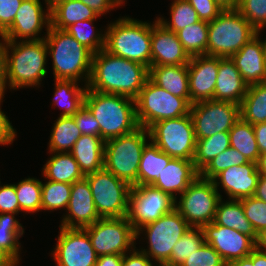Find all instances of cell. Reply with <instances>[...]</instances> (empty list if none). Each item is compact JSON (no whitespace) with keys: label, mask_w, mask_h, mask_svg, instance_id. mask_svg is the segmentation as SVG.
<instances>
[{"label":"cell","mask_w":266,"mask_h":266,"mask_svg":"<svg viewBox=\"0 0 266 266\" xmlns=\"http://www.w3.org/2000/svg\"><path fill=\"white\" fill-rule=\"evenodd\" d=\"M149 78V68L100 50L94 53L87 89L136 99Z\"/></svg>","instance_id":"1"},{"label":"cell","mask_w":266,"mask_h":266,"mask_svg":"<svg viewBox=\"0 0 266 266\" xmlns=\"http://www.w3.org/2000/svg\"><path fill=\"white\" fill-rule=\"evenodd\" d=\"M84 105L98 121L100 137L104 141L129 134L140 127L132 98L87 89Z\"/></svg>","instance_id":"2"},{"label":"cell","mask_w":266,"mask_h":266,"mask_svg":"<svg viewBox=\"0 0 266 266\" xmlns=\"http://www.w3.org/2000/svg\"><path fill=\"white\" fill-rule=\"evenodd\" d=\"M4 42L6 84L8 81V85L13 89L39 85L41 79L47 74L45 65L48 51L45 38L22 40L19 43ZM8 49L13 52L11 56Z\"/></svg>","instance_id":"3"},{"label":"cell","mask_w":266,"mask_h":266,"mask_svg":"<svg viewBox=\"0 0 266 266\" xmlns=\"http://www.w3.org/2000/svg\"><path fill=\"white\" fill-rule=\"evenodd\" d=\"M46 37L47 51L53 59L55 79L79 81L85 76L84 78L88 79L85 84L87 86L94 53L66 30L50 26L47 28Z\"/></svg>","instance_id":"4"},{"label":"cell","mask_w":266,"mask_h":266,"mask_svg":"<svg viewBox=\"0 0 266 266\" xmlns=\"http://www.w3.org/2000/svg\"><path fill=\"white\" fill-rule=\"evenodd\" d=\"M151 36L150 23L125 17L109 25L104 50L150 68Z\"/></svg>","instance_id":"5"},{"label":"cell","mask_w":266,"mask_h":266,"mask_svg":"<svg viewBox=\"0 0 266 266\" xmlns=\"http://www.w3.org/2000/svg\"><path fill=\"white\" fill-rule=\"evenodd\" d=\"M257 33L237 9H224L208 22L207 56L231 57Z\"/></svg>","instance_id":"6"},{"label":"cell","mask_w":266,"mask_h":266,"mask_svg":"<svg viewBox=\"0 0 266 266\" xmlns=\"http://www.w3.org/2000/svg\"><path fill=\"white\" fill-rule=\"evenodd\" d=\"M147 136L149 137L148 129L139 127L129 134L105 141L104 168L131 186H137Z\"/></svg>","instance_id":"7"},{"label":"cell","mask_w":266,"mask_h":266,"mask_svg":"<svg viewBox=\"0 0 266 266\" xmlns=\"http://www.w3.org/2000/svg\"><path fill=\"white\" fill-rule=\"evenodd\" d=\"M136 117L140 127L148 129L152 124L190 114V98L172 95L156 85L150 78L135 99Z\"/></svg>","instance_id":"8"},{"label":"cell","mask_w":266,"mask_h":266,"mask_svg":"<svg viewBox=\"0 0 266 266\" xmlns=\"http://www.w3.org/2000/svg\"><path fill=\"white\" fill-rule=\"evenodd\" d=\"M96 210L101 218H123L128 215L132 186L105 168L85 176Z\"/></svg>","instance_id":"9"},{"label":"cell","mask_w":266,"mask_h":266,"mask_svg":"<svg viewBox=\"0 0 266 266\" xmlns=\"http://www.w3.org/2000/svg\"><path fill=\"white\" fill-rule=\"evenodd\" d=\"M148 132L151 142L172 158L194 159L196 138L190 114L158 121Z\"/></svg>","instance_id":"10"},{"label":"cell","mask_w":266,"mask_h":266,"mask_svg":"<svg viewBox=\"0 0 266 266\" xmlns=\"http://www.w3.org/2000/svg\"><path fill=\"white\" fill-rule=\"evenodd\" d=\"M219 182L198 176L181 194L180 201H175V209L191 227L202 228L212 223L221 195L218 193Z\"/></svg>","instance_id":"11"},{"label":"cell","mask_w":266,"mask_h":266,"mask_svg":"<svg viewBox=\"0 0 266 266\" xmlns=\"http://www.w3.org/2000/svg\"><path fill=\"white\" fill-rule=\"evenodd\" d=\"M145 229L149 240V250L141 252L151 256L159 266H164L171 257V252L177 241L191 228L188 222L174 208L167 214L142 226L136 232V238L140 231Z\"/></svg>","instance_id":"12"},{"label":"cell","mask_w":266,"mask_h":266,"mask_svg":"<svg viewBox=\"0 0 266 266\" xmlns=\"http://www.w3.org/2000/svg\"><path fill=\"white\" fill-rule=\"evenodd\" d=\"M83 229L88 233L98 257L110 254L124 255L128 249L134 247V240L137 239L136 231L127 216L100 218Z\"/></svg>","instance_id":"13"},{"label":"cell","mask_w":266,"mask_h":266,"mask_svg":"<svg viewBox=\"0 0 266 266\" xmlns=\"http://www.w3.org/2000/svg\"><path fill=\"white\" fill-rule=\"evenodd\" d=\"M190 116L198 140L219 132H229L240 118V106L211 99L191 104Z\"/></svg>","instance_id":"14"},{"label":"cell","mask_w":266,"mask_h":266,"mask_svg":"<svg viewBox=\"0 0 266 266\" xmlns=\"http://www.w3.org/2000/svg\"><path fill=\"white\" fill-rule=\"evenodd\" d=\"M175 199L152 185L132 186L129 196L128 220L137 232L175 208Z\"/></svg>","instance_id":"15"},{"label":"cell","mask_w":266,"mask_h":266,"mask_svg":"<svg viewBox=\"0 0 266 266\" xmlns=\"http://www.w3.org/2000/svg\"><path fill=\"white\" fill-rule=\"evenodd\" d=\"M53 257L57 266H94L98 256L84 229L60 227Z\"/></svg>","instance_id":"16"},{"label":"cell","mask_w":266,"mask_h":266,"mask_svg":"<svg viewBox=\"0 0 266 266\" xmlns=\"http://www.w3.org/2000/svg\"><path fill=\"white\" fill-rule=\"evenodd\" d=\"M202 229L205 243L210 244L227 265L248 257L256 248V242L250 236L234 229L214 222L204 225Z\"/></svg>","instance_id":"17"},{"label":"cell","mask_w":266,"mask_h":266,"mask_svg":"<svg viewBox=\"0 0 266 266\" xmlns=\"http://www.w3.org/2000/svg\"><path fill=\"white\" fill-rule=\"evenodd\" d=\"M47 24V25H46ZM51 24L50 10L44 13L40 0H23L12 25L3 33V41H16L17 38L27 40L44 39L36 37L43 25ZM32 37V38H31Z\"/></svg>","instance_id":"18"},{"label":"cell","mask_w":266,"mask_h":266,"mask_svg":"<svg viewBox=\"0 0 266 266\" xmlns=\"http://www.w3.org/2000/svg\"><path fill=\"white\" fill-rule=\"evenodd\" d=\"M218 68L219 57L200 55L190 58L188 82L191 104L213 99Z\"/></svg>","instance_id":"19"},{"label":"cell","mask_w":266,"mask_h":266,"mask_svg":"<svg viewBox=\"0 0 266 266\" xmlns=\"http://www.w3.org/2000/svg\"><path fill=\"white\" fill-rule=\"evenodd\" d=\"M67 210L69 213L63 218L61 224V227L64 228L83 229L101 218L96 210L91 188L85 177L72 184Z\"/></svg>","instance_id":"20"},{"label":"cell","mask_w":266,"mask_h":266,"mask_svg":"<svg viewBox=\"0 0 266 266\" xmlns=\"http://www.w3.org/2000/svg\"><path fill=\"white\" fill-rule=\"evenodd\" d=\"M190 58L177 34L156 20L152 25L151 66L188 65Z\"/></svg>","instance_id":"21"},{"label":"cell","mask_w":266,"mask_h":266,"mask_svg":"<svg viewBox=\"0 0 266 266\" xmlns=\"http://www.w3.org/2000/svg\"><path fill=\"white\" fill-rule=\"evenodd\" d=\"M259 32L231 56L244 82L250 86L266 82V63Z\"/></svg>","instance_id":"22"},{"label":"cell","mask_w":266,"mask_h":266,"mask_svg":"<svg viewBox=\"0 0 266 266\" xmlns=\"http://www.w3.org/2000/svg\"><path fill=\"white\" fill-rule=\"evenodd\" d=\"M259 177L260 174L257 171L256 163L249 162L223 170L213 181L220 180L219 182L225 189L229 199L240 200L254 195Z\"/></svg>","instance_id":"23"},{"label":"cell","mask_w":266,"mask_h":266,"mask_svg":"<svg viewBox=\"0 0 266 266\" xmlns=\"http://www.w3.org/2000/svg\"><path fill=\"white\" fill-rule=\"evenodd\" d=\"M198 176L193 160L172 158L152 186L176 200L174 194L181 195Z\"/></svg>","instance_id":"24"},{"label":"cell","mask_w":266,"mask_h":266,"mask_svg":"<svg viewBox=\"0 0 266 266\" xmlns=\"http://www.w3.org/2000/svg\"><path fill=\"white\" fill-rule=\"evenodd\" d=\"M248 85L244 82L231 57L220 58L213 100L232 102L240 106Z\"/></svg>","instance_id":"25"},{"label":"cell","mask_w":266,"mask_h":266,"mask_svg":"<svg viewBox=\"0 0 266 266\" xmlns=\"http://www.w3.org/2000/svg\"><path fill=\"white\" fill-rule=\"evenodd\" d=\"M104 144L100 136L81 135L71 154L84 176L104 168Z\"/></svg>","instance_id":"26"},{"label":"cell","mask_w":266,"mask_h":266,"mask_svg":"<svg viewBox=\"0 0 266 266\" xmlns=\"http://www.w3.org/2000/svg\"><path fill=\"white\" fill-rule=\"evenodd\" d=\"M149 78L172 95L190 98L188 65L150 66Z\"/></svg>","instance_id":"27"},{"label":"cell","mask_w":266,"mask_h":266,"mask_svg":"<svg viewBox=\"0 0 266 266\" xmlns=\"http://www.w3.org/2000/svg\"><path fill=\"white\" fill-rule=\"evenodd\" d=\"M213 222L217 225L244 233L250 236L255 242L258 241V235L252 224L246 218L240 200L232 199L223 203L221 198L218 202Z\"/></svg>","instance_id":"28"},{"label":"cell","mask_w":266,"mask_h":266,"mask_svg":"<svg viewBox=\"0 0 266 266\" xmlns=\"http://www.w3.org/2000/svg\"><path fill=\"white\" fill-rule=\"evenodd\" d=\"M51 27L65 30L79 21L96 19L99 15L80 0H64L50 10Z\"/></svg>","instance_id":"29"},{"label":"cell","mask_w":266,"mask_h":266,"mask_svg":"<svg viewBox=\"0 0 266 266\" xmlns=\"http://www.w3.org/2000/svg\"><path fill=\"white\" fill-rule=\"evenodd\" d=\"M171 159V156L161 151L152 142L147 144L140 160L137 186L153 185Z\"/></svg>","instance_id":"30"},{"label":"cell","mask_w":266,"mask_h":266,"mask_svg":"<svg viewBox=\"0 0 266 266\" xmlns=\"http://www.w3.org/2000/svg\"><path fill=\"white\" fill-rule=\"evenodd\" d=\"M43 174L48 180L69 184L85 177L70 152H54L53 157L44 165Z\"/></svg>","instance_id":"31"},{"label":"cell","mask_w":266,"mask_h":266,"mask_svg":"<svg viewBox=\"0 0 266 266\" xmlns=\"http://www.w3.org/2000/svg\"><path fill=\"white\" fill-rule=\"evenodd\" d=\"M240 117L252 125L266 122V82L248 86L240 104Z\"/></svg>","instance_id":"32"},{"label":"cell","mask_w":266,"mask_h":266,"mask_svg":"<svg viewBox=\"0 0 266 266\" xmlns=\"http://www.w3.org/2000/svg\"><path fill=\"white\" fill-rule=\"evenodd\" d=\"M55 104L64 108L60 116H74L83 106L87 86L80 88L77 81L55 79Z\"/></svg>","instance_id":"33"},{"label":"cell","mask_w":266,"mask_h":266,"mask_svg":"<svg viewBox=\"0 0 266 266\" xmlns=\"http://www.w3.org/2000/svg\"><path fill=\"white\" fill-rule=\"evenodd\" d=\"M230 146L239 151L249 162L256 163L260 153L253 125L241 117L229 131Z\"/></svg>","instance_id":"34"},{"label":"cell","mask_w":266,"mask_h":266,"mask_svg":"<svg viewBox=\"0 0 266 266\" xmlns=\"http://www.w3.org/2000/svg\"><path fill=\"white\" fill-rule=\"evenodd\" d=\"M81 135L74 116H60L52 129L49 142L50 152H71L75 142Z\"/></svg>","instance_id":"35"},{"label":"cell","mask_w":266,"mask_h":266,"mask_svg":"<svg viewBox=\"0 0 266 266\" xmlns=\"http://www.w3.org/2000/svg\"><path fill=\"white\" fill-rule=\"evenodd\" d=\"M229 147V132H219L211 137L196 140L193 159L195 168L200 172L212 159Z\"/></svg>","instance_id":"36"},{"label":"cell","mask_w":266,"mask_h":266,"mask_svg":"<svg viewBox=\"0 0 266 266\" xmlns=\"http://www.w3.org/2000/svg\"><path fill=\"white\" fill-rule=\"evenodd\" d=\"M176 34L190 57L207 55L208 22L200 20L186 26Z\"/></svg>","instance_id":"37"},{"label":"cell","mask_w":266,"mask_h":266,"mask_svg":"<svg viewBox=\"0 0 266 266\" xmlns=\"http://www.w3.org/2000/svg\"><path fill=\"white\" fill-rule=\"evenodd\" d=\"M16 213H0V248L17 264L19 263L18 239L23 235L22 225L15 219Z\"/></svg>","instance_id":"38"},{"label":"cell","mask_w":266,"mask_h":266,"mask_svg":"<svg viewBox=\"0 0 266 266\" xmlns=\"http://www.w3.org/2000/svg\"><path fill=\"white\" fill-rule=\"evenodd\" d=\"M204 242L203 229L191 227L174 245L171 257L164 266H180L192 253L196 252Z\"/></svg>","instance_id":"39"},{"label":"cell","mask_w":266,"mask_h":266,"mask_svg":"<svg viewBox=\"0 0 266 266\" xmlns=\"http://www.w3.org/2000/svg\"><path fill=\"white\" fill-rule=\"evenodd\" d=\"M19 203V211L36 212L42 210V182L35 178H27L15 185Z\"/></svg>","instance_id":"40"},{"label":"cell","mask_w":266,"mask_h":266,"mask_svg":"<svg viewBox=\"0 0 266 266\" xmlns=\"http://www.w3.org/2000/svg\"><path fill=\"white\" fill-rule=\"evenodd\" d=\"M72 184L49 180L42 183V210L67 208L71 196Z\"/></svg>","instance_id":"41"},{"label":"cell","mask_w":266,"mask_h":266,"mask_svg":"<svg viewBox=\"0 0 266 266\" xmlns=\"http://www.w3.org/2000/svg\"><path fill=\"white\" fill-rule=\"evenodd\" d=\"M170 7L171 23L157 18L158 21L168 30L177 33L188 25L200 21L197 12L187 0H174Z\"/></svg>","instance_id":"42"},{"label":"cell","mask_w":266,"mask_h":266,"mask_svg":"<svg viewBox=\"0 0 266 266\" xmlns=\"http://www.w3.org/2000/svg\"><path fill=\"white\" fill-rule=\"evenodd\" d=\"M246 163H249L246 157L235 148L230 146L224 152L220 153L214 159H212L199 172V176L204 179L214 180V178L223 170H226L227 168L232 166H239Z\"/></svg>","instance_id":"43"},{"label":"cell","mask_w":266,"mask_h":266,"mask_svg":"<svg viewBox=\"0 0 266 266\" xmlns=\"http://www.w3.org/2000/svg\"><path fill=\"white\" fill-rule=\"evenodd\" d=\"M94 20L95 19H90L76 22L65 30L93 53H97L105 47V34L95 33L94 27H92V31L90 29L91 32L83 29V26L92 25Z\"/></svg>","instance_id":"44"},{"label":"cell","mask_w":266,"mask_h":266,"mask_svg":"<svg viewBox=\"0 0 266 266\" xmlns=\"http://www.w3.org/2000/svg\"><path fill=\"white\" fill-rule=\"evenodd\" d=\"M245 216L252 224L257 235L266 230V202L254 196L240 199Z\"/></svg>","instance_id":"45"},{"label":"cell","mask_w":266,"mask_h":266,"mask_svg":"<svg viewBox=\"0 0 266 266\" xmlns=\"http://www.w3.org/2000/svg\"><path fill=\"white\" fill-rule=\"evenodd\" d=\"M237 10L258 32L266 25V0H240Z\"/></svg>","instance_id":"46"},{"label":"cell","mask_w":266,"mask_h":266,"mask_svg":"<svg viewBox=\"0 0 266 266\" xmlns=\"http://www.w3.org/2000/svg\"><path fill=\"white\" fill-rule=\"evenodd\" d=\"M180 266H228L220 254L207 243L192 253Z\"/></svg>","instance_id":"47"},{"label":"cell","mask_w":266,"mask_h":266,"mask_svg":"<svg viewBox=\"0 0 266 266\" xmlns=\"http://www.w3.org/2000/svg\"><path fill=\"white\" fill-rule=\"evenodd\" d=\"M74 120L82 135L100 136L99 123L85 105L74 115Z\"/></svg>","instance_id":"48"},{"label":"cell","mask_w":266,"mask_h":266,"mask_svg":"<svg viewBox=\"0 0 266 266\" xmlns=\"http://www.w3.org/2000/svg\"><path fill=\"white\" fill-rule=\"evenodd\" d=\"M201 21L211 22L224 9L215 0H187Z\"/></svg>","instance_id":"49"},{"label":"cell","mask_w":266,"mask_h":266,"mask_svg":"<svg viewBox=\"0 0 266 266\" xmlns=\"http://www.w3.org/2000/svg\"><path fill=\"white\" fill-rule=\"evenodd\" d=\"M0 213H19L14 184L0 186Z\"/></svg>","instance_id":"50"},{"label":"cell","mask_w":266,"mask_h":266,"mask_svg":"<svg viewBox=\"0 0 266 266\" xmlns=\"http://www.w3.org/2000/svg\"><path fill=\"white\" fill-rule=\"evenodd\" d=\"M23 0H0V31L4 33L13 23Z\"/></svg>","instance_id":"51"},{"label":"cell","mask_w":266,"mask_h":266,"mask_svg":"<svg viewBox=\"0 0 266 266\" xmlns=\"http://www.w3.org/2000/svg\"><path fill=\"white\" fill-rule=\"evenodd\" d=\"M15 133L16 132L14 131L8 117H6L0 108V144H11V142L15 139Z\"/></svg>","instance_id":"52"},{"label":"cell","mask_w":266,"mask_h":266,"mask_svg":"<svg viewBox=\"0 0 266 266\" xmlns=\"http://www.w3.org/2000/svg\"><path fill=\"white\" fill-rule=\"evenodd\" d=\"M133 253L128 256L126 253L123 255L122 266H153L150 257L143 252H138L134 249Z\"/></svg>","instance_id":"53"},{"label":"cell","mask_w":266,"mask_h":266,"mask_svg":"<svg viewBox=\"0 0 266 266\" xmlns=\"http://www.w3.org/2000/svg\"><path fill=\"white\" fill-rule=\"evenodd\" d=\"M86 6L93 9L98 15H102L113 7L119 6L114 0H80Z\"/></svg>","instance_id":"54"},{"label":"cell","mask_w":266,"mask_h":266,"mask_svg":"<svg viewBox=\"0 0 266 266\" xmlns=\"http://www.w3.org/2000/svg\"><path fill=\"white\" fill-rule=\"evenodd\" d=\"M260 154H266V122L253 125Z\"/></svg>","instance_id":"55"},{"label":"cell","mask_w":266,"mask_h":266,"mask_svg":"<svg viewBox=\"0 0 266 266\" xmlns=\"http://www.w3.org/2000/svg\"><path fill=\"white\" fill-rule=\"evenodd\" d=\"M123 255L110 254L99 256L94 266H122Z\"/></svg>","instance_id":"56"},{"label":"cell","mask_w":266,"mask_h":266,"mask_svg":"<svg viewBox=\"0 0 266 266\" xmlns=\"http://www.w3.org/2000/svg\"><path fill=\"white\" fill-rule=\"evenodd\" d=\"M6 87L5 80V57H4V43H0V101L4 96V90Z\"/></svg>","instance_id":"57"},{"label":"cell","mask_w":266,"mask_h":266,"mask_svg":"<svg viewBox=\"0 0 266 266\" xmlns=\"http://www.w3.org/2000/svg\"><path fill=\"white\" fill-rule=\"evenodd\" d=\"M253 196L259 200L266 202V176L260 175Z\"/></svg>","instance_id":"58"},{"label":"cell","mask_w":266,"mask_h":266,"mask_svg":"<svg viewBox=\"0 0 266 266\" xmlns=\"http://www.w3.org/2000/svg\"><path fill=\"white\" fill-rule=\"evenodd\" d=\"M253 261V266H266V252L257 247L248 256Z\"/></svg>","instance_id":"59"},{"label":"cell","mask_w":266,"mask_h":266,"mask_svg":"<svg viewBox=\"0 0 266 266\" xmlns=\"http://www.w3.org/2000/svg\"><path fill=\"white\" fill-rule=\"evenodd\" d=\"M17 263L0 248V266H16Z\"/></svg>","instance_id":"60"},{"label":"cell","mask_w":266,"mask_h":266,"mask_svg":"<svg viewBox=\"0 0 266 266\" xmlns=\"http://www.w3.org/2000/svg\"><path fill=\"white\" fill-rule=\"evenodd\" d=\"M223 9H237L240 0H215Z\"/></svg>","instance_id":"61"},{"label":"cell","mask_w":266,"mask_h":266,"mask_svg":"<svg viewBox=\"0 0 266 266\" xmlns=\"http://www.w3.org/2000/svg\"><path fill=\"white\" fill-rule=\"evenodd\" d=\"M256 168L260 175L266 176V154H260L256 162Z\"/></svg>","instance_id":"62"},{"label":"cell","mask_w":266,"mask_h":266,"mask_svg":"<svg viewBox=\"0 0 266 266\" xmlns=\"http://www.w3.org/2000/svg\"><path fill=\"white\" fill-rule=\"evenodd\" d=\"M256 247L266 252V230L258 235V241L256 242Z\"/></svg>","instance_id":"63"},{"label":"cell","mask_w":266,"mask_h":266,"mask_svg":"<svg viewBox=\"0 0 266 266\" xmlns=\"http://www.w3.org/2000/svg\"><path fill=\"white\" fill-rule=\"evenodd\" d=\"M228 266H253V261L249 257H244L232 261Z\"/></svg>","instance_id":"64"},{"label":"cell","mask_w":266,"mask_h":266,"mask_svg":"<svg viewBox=\"0 0 266 266\" xmlns=\"http://www.w3.org/2000/svg\"><path fill=\"white\" fill-rule=\"evenodd\" d=\"M64 0H45L47 4V10H51L53 7H55L58 3L62 2Z\"/></svg>","instance_id":"65"},{"label":"cell","mask_w":266,"mask_h":266,"mask_svg":"<svg viewBox=\"0 0 266 266\" xmlns=\"http://www.w3.org/2000/svg\"><path fill=\"white\" fill-rule=\"evenodd\" d=\"M264 53H265V63H266V40L263 42Z\"/></svg>","instance_id":"66"},{"label":"cell","mask_w":266,"mask_h":266,"mask_svg":"<svg viewBox=\"0 0 266 266\" xmlns=\"http://www.w3.org/2000/svg\"><path fill=\"white\" fill-rule=\"evenodd\" d=\"M118 5H120L121 3H123V0H114Z\"/></svg>","instance_id":"67"}]
</instances>
